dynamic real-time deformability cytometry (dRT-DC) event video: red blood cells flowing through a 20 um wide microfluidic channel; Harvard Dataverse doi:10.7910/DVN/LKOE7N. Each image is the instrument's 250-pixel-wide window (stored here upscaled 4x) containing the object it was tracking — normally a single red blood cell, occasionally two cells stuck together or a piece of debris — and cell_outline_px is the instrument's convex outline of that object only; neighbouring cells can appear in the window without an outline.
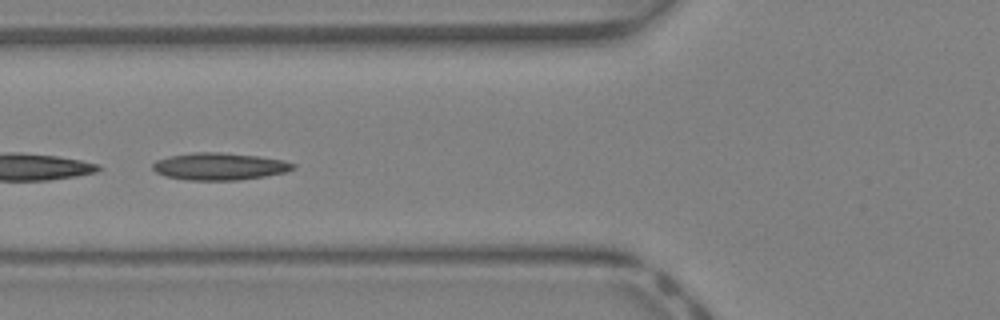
{"species": "Egyptian fruit bat (a non-hibernating species)", "species_latin": "Rousettus aegyptiacus", "temperature_condition": "warm", "stored_images_in_passage": 29, "camera_frame_rate_fps": 3000, "um_per_image_px": 0.085, "animal": {"sex": "female"}, "frame": {"image": 1, "passage_image": 5, "time_ms": 1.333, "image_size_px": [1000, 320], "cell_outline_px": [[296, 168], [284, 172], [264, 176], [236, 180], [188, 180], [164, 176], [156, 172], [152, 168], [152, 164], [156, 160], [168, 156], [192, 152], [220, 152], [260, 156], [284, 160], [296, 164]], "centroid_in_image_um": [18.64, 14.13], "position_along_channel_um": 107.2, "area_um2": 22.37}}